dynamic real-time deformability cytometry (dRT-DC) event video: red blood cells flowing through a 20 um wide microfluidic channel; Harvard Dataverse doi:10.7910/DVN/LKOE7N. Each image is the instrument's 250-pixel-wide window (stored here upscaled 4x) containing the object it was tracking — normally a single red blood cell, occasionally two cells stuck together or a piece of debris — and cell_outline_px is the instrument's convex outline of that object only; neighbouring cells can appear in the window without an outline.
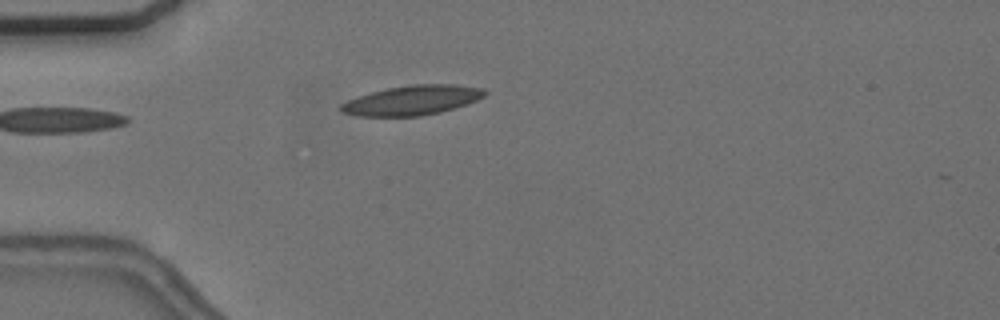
{"species": "common noctule bat (a hibernating species)", "species_latin": "Nyctalus noctula", "temperature_condition": "cold", "stored_images_in_passage": 5, "camera_frame_rate_fps": 3000, "um_per_image_px": 0.085, "animal": {"sex": "female", "body_mass_g": 24.6, "forearm_length_mm": 56.2}, "frame": {"image": 1, "passage_image": 5, "time_ms": 4.667, "image_size_px": [1000, 320], "cell_outline_px": [[488, 92], [484, 96], [468, 104], [440, 112], [420, 116], [356, 116], [340, 112], [340, 104], [348, 100], [372, 92], [388, 88], [412, 84], [456, 84], [484, 88]], "centroid_in_image_um": [35.06, 8.52], "position_along_channel_um": 49.9, "area_um2": 24.85}}